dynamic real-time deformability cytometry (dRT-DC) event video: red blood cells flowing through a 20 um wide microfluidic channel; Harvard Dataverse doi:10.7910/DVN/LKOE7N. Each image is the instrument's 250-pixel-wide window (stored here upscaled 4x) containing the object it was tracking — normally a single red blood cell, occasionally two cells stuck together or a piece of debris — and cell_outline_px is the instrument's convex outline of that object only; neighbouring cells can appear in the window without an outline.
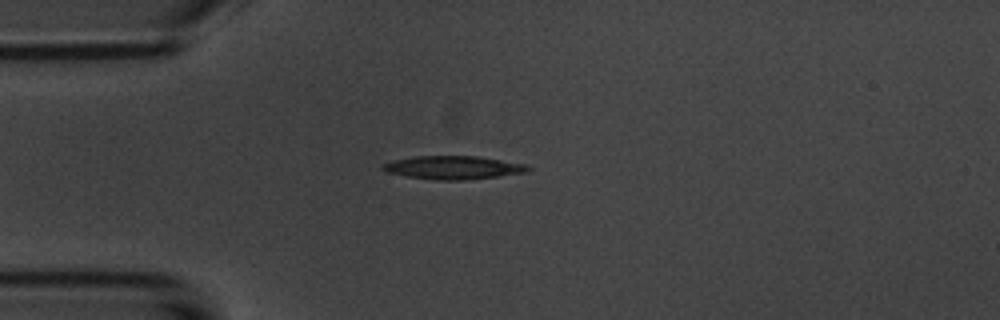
{"species": "common noctule bat (a hibernating species)", "species_latin": "Nyctalus noctula", "temperature_condition": "room temperature", "stored_images_in_passage": 2, "camera_frame_rate_fps": 3000, "um_per_image_px": 0.085, "animal": {"sex": "male", "body_mass_g": 20.1, "forearm_length_mm": 53.5}, "frame": {"image": 1, "passage_image": 2, "time_ms": 1.0, "image_size_px": [1000, 320], "cell_outline_px": [[532, 168], [528, 172], [500, 176], [460, 180], [436, 180], [404, 176], [384, 172], [380, 168], [384, 164], [392, 160], [416, 156], [476, 156], [528, 164]], "centroid_in_image_um": [38.52, 14.24], "position_along_channel_um": 46.5, "area_um2": 19.88}}